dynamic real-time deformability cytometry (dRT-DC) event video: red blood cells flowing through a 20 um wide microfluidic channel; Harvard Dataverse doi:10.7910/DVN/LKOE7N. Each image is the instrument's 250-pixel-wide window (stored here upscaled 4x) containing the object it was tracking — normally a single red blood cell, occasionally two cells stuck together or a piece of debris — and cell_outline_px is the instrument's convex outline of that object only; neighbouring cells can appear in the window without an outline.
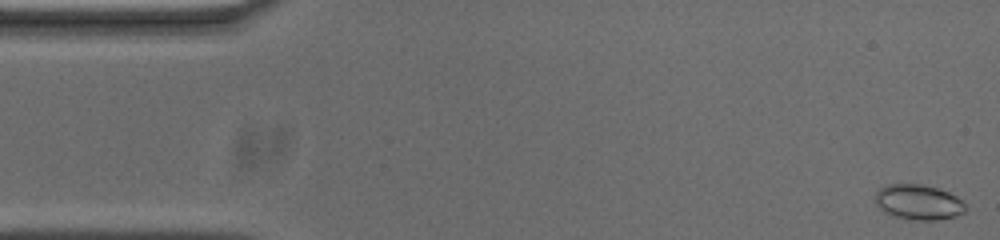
{"species": "common noctule bat (a hibernating species)", "species_latin": "Nyctalus noctula", "temperature_condition": "cold", "stored_images_in_passage": 54, "camera_frame_rate_fps": 3000, "um_per_image_px": 0.085, "animal": {"sex": "male", "body_mass_g": 20.0, "forearm_length_mm": 53.3}, "frame": {"image": 1, "passage_image": 1, "time_ms": 0.0, "image_size_px": [1000, 240], "cell_outline_px": [[964, 212], [956, 216], [936, 220], [916, 220], [896, 216], [884, 212], [876, 204], [876, 192], [880, 188], [888, 184], [924, 184], [940, 188], [956, 196], [964, 204]], "centroid_in_image_um": [78.06, 17.17], "position_along_channel_um": 6.9, "area_um2": 18.38}}
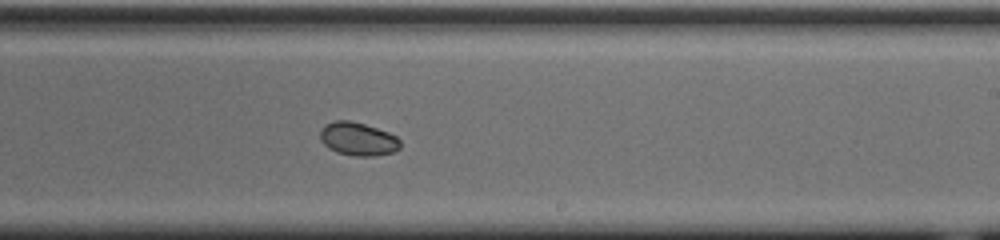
{"frame": {"image": 2, "passage_image": 31, "time_ms": 10.0, "image_size_px": [1000, 240], "cell_outline_px": [[400, 148], [392, 152], [376, 156], [352, 156], [336, 152], [328, 148], [320, 140], [320, 128], [324, 124], [332, 120], [348, 120], [364, 124], [388, 132], [396, 136], [400, 140]], "centroid_in_image_um": [30.39, 11.81], "position_along_channel_um": 258.6, "area_um2": 15.72}}
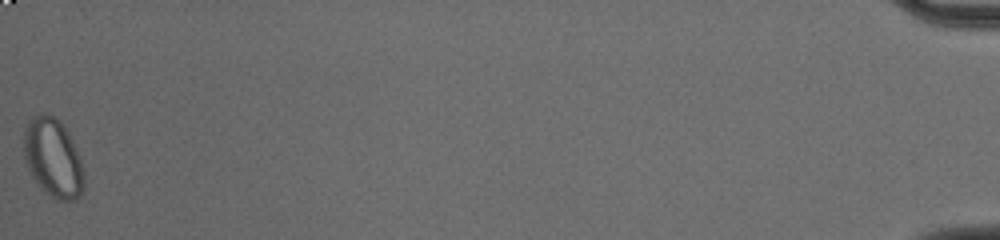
{"frame": {"image": 3, "passage_image": 54, "time_ms": 17.667, "image_size_px": [1000, 240], "cell_outline_px": [[84, 192], [80, 196], [72, 200], [56, 200], [44, 192], [40, 188], [32, 176], [24, 160], [24, 128], [28, 120], [44, 112], [60, 120], [64, 124], [80, 156], [84, 172]], "centroid_in_image_um": [4.52, 13.43], "position_along_channel_um": 430.7, "area_um2": 28.03}, "authors_computed_cell_mechanics": {"area_um2": 16.7909, "velocity_mm_per_s": 3.691, "shape_relaxation_time_tau1_ms": 8.2396, "shape_relaxation_time_tau2_ms": null, "deformation_change_tau1": 0.0987, "deformation_change_tau2": null}}